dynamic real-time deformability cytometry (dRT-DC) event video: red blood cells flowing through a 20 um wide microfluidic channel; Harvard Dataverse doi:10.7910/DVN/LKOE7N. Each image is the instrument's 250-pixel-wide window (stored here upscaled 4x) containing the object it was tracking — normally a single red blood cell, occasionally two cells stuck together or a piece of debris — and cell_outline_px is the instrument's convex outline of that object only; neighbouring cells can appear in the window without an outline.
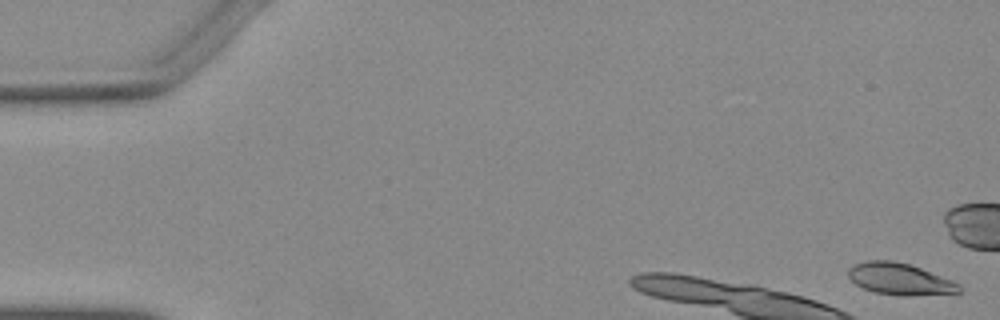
{"species": "Egyptian fruit bat (a non-hibernating species)", "species_latin": "Rousettus aegyptiacus", "temperature_condition": "warm", "stored_images_in_passage": 10, "camera_frame_rate_fps": 3000, "um_per_image_px": 0.085, "animal": {"sex": "female"}, "frame": {"image": 1, "passage_image": 1, "time_ms": 0.0, "image_size_px": [1000, 320], "cell_outline_px": [[960, 292], [904, 296], [900, 296], [872, 292], [856, 284], [848, 276], [848, 268], [852, 264], [868, 260], [892, 260], [908, 264], [920, 268], [952, 280], [960, 284]], "centroid_in_image_um": [76.44, 23.71], "position_along_channel_um": 8.6, "area_um2": 20.4}}